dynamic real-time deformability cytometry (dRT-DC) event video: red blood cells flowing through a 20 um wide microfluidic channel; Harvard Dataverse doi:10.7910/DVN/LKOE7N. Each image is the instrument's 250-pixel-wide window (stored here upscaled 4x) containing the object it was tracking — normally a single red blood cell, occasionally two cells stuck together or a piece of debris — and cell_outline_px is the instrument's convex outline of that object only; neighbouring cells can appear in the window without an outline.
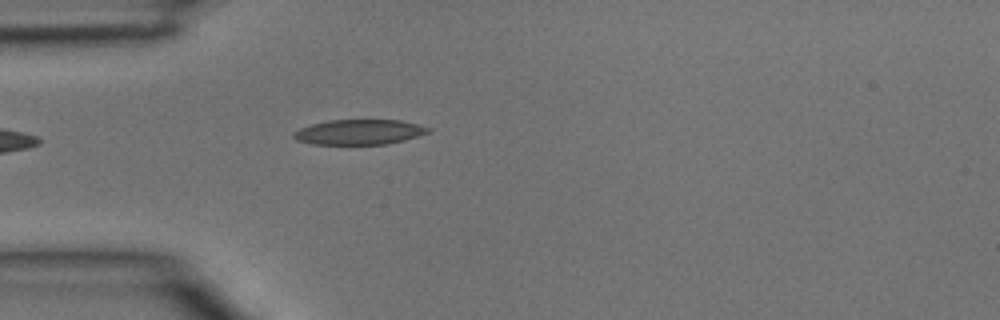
{"species": "common noctule bat (a hibernating species)", "species_latin": "Nyctalus noctula", "temperature_condition": "room temperature", "stored_images_in_passage": 1, "camera_frame_rate_fps": 3000, "um_per_image_px": 0.085, "animal": {"sex": "male", "body_mass_g": 15.6}, "frame": {"image": 1, "passage_image": 1, "time_ms": 0.0, "image_size_px": [1000, 320], "cell_outline_px": [[432, 132], [404, 140], [388, 144], [312, 144], [296, 140], [292, 136], [292, 132], [300, 128], [312, 124], [328, 120], [400, 120], [432, 128]], "centroid_in_image_um": [30.54, 11.22], "position_along_channel_um": 54.5, "area_um2": 19.77}}